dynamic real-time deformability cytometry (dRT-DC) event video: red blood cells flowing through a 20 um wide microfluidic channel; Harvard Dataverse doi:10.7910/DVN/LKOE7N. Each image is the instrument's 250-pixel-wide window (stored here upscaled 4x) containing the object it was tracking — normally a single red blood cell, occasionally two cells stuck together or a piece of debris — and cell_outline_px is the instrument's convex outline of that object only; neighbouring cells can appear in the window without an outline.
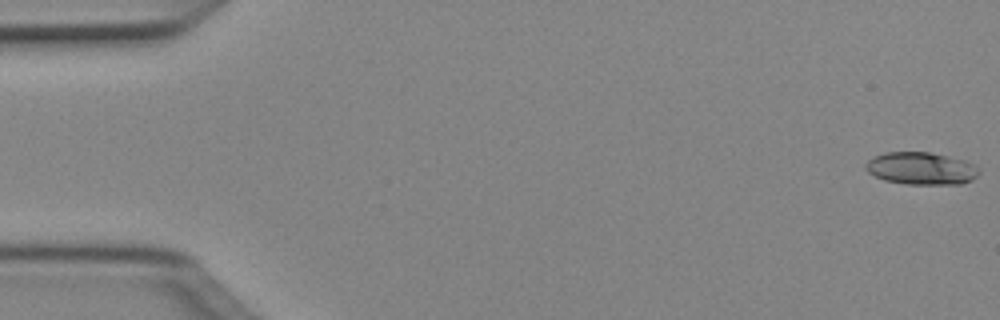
{"species": "Egyptian fruit bat (a non-hibernating species)", "species_latin": "Rousettus aegyptiacus", "temperature_condition": "cold", "stored_images_in_passage": 50, "camera_frame_rate_fps": 3000, "um_per_image_px": 0.085, "animal": {"sex": "female"}, "frame": {"image": 1, "passage_image": 1, "time_ms": 0.0, "image_size_px": [1000, 320], "cell_outline_px": [[980, 172], [972, 180], [960, 184], [904, 184], [884, 180], [868, 172], [864, 168], [864, 164], [872, 156], [884, 152], [928, 152], [960, 160], [972, 164]], "centroid_in_image_um": [78.22, 14.32], "position_along_channel_um": 6.8, "area_um2": 21.21}}
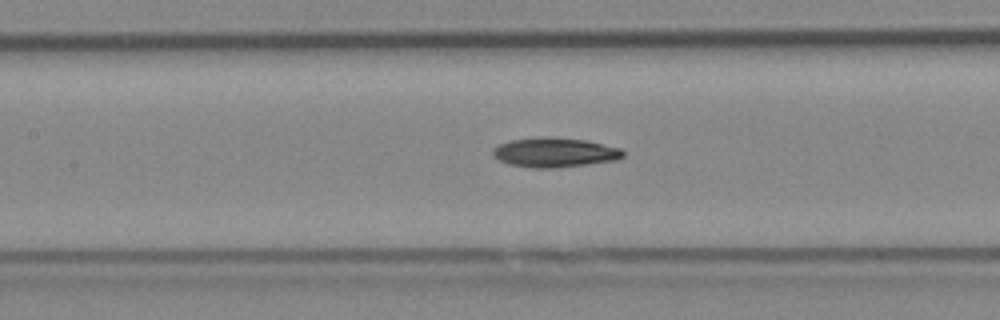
{"frame": {"image": 2, "passage_image": 23, "time_ms": 7.333, "image_size_px": [1000, 320], "cell_outline_px": [[624, 156], [620, 160], [556, 168], [532, 168], [508, 164], [492, 156], [492, 148], [508, 140], [588, 140], [620, 148], [624, 152]], "centroid_in_image_um": [47.19, 13.02], "position_along_channel_um": 160.2, "area_um2": 21.62}}
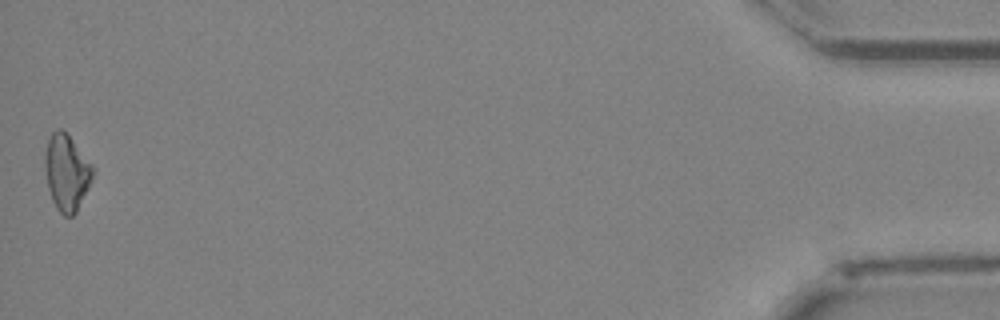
{"frame": {"image": 3, "passage_image": 50, "time_ms": 16.333, "image_size_px": [1000, 320], "cell_outline_px": [[96, 168], [88, 188], [76, 212], [72, 216], [64, 216], [56, 208], [52, 200], [48, 188], [44, 168], [44, 156], [48, 140], [52, 132], [56, 128], [60, 128], [68, 136]], "centroid_in_image_um": [5.66, 14.67], "position_along_channel_um": 429.5, "area_um2": 21.15}, "authors_computed_cell_mechanics": {"area_um2": 21.2415, "velocity_mm_per_s": 4.0468, "shape_relaxation_time_tau1_ms": 4.4999, "shape_relaxation_time_tau2_ms": null, "deformation_change_tau1": 0.1458, "deformation_change_tau2": null}}